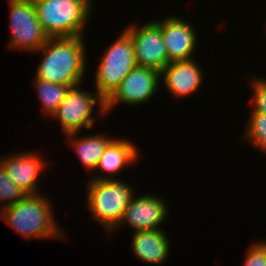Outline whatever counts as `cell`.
Segmentation results:
<instances>
[{"instance_id":"6da1fadb","label":"cell","mask_w":266,"mask_h":266,"mask_svg":"<svg viewBox=\"0 0 266 266\" xmlns=\"http://www.w3.org/2000/svg\"><path fill=\"white\" fill-rule=\"evenodd\" d=\"M83 36L50 37L37 52L44 55L35 78L51 83L80 85L84 80L86 48Z\"/></svg>"},{"instance_id":"7a4b0ae2","label":"cell","mask_w":266,"mask_h":266,"mask_svg":"<svg viewBox=\"0 0 266 266\" xmlns=\"http://www.w3.org/2000/svg\"><path fill=\"white\" fill-rule=\"evenodd\" d=\"M50 200L39 194L26 195L12 206L2 208V220L27 239L58 238L64 235L53 217Z\"/></svg>"},{"instance_id":"3957f363","label":"cell","mask_w":266,"mask_h":266,"mask_svg":"<svg viewBox=\"0 0 266 266\" xmlns=\"http://www.w3.org/2000/svg\"><path fill=\"white\" fill-rule=\"evenodd\" d=\"M87 206L93 218L108 231L119 225L125 209L134 196V191L120 179L103 175L91 178L87 184Z\"/></svg>"},{"instance_id":"277c9868","label":"cell","mask_w":266,"mask_h":266,"mask_svg":"<svg viewBox=\"0 0 266 266\" xmlns=\"http://www.w3.org/2000/svg\"><path fill=\"white\" fill-rule=\"evenodd\" d=\"M33 2L39 23L49 38L83 36L82 31L91 16L90 0H33Z\"/></svg>"},{"instance_id":"5b68a950","label":"cell","mask_w":266,"mask_h":266,"mask_svg":"<svg viewBox=\"0 0 266 266\" xmlns=\"http://www.w3.org/2000/svg\"><path fill=\"white\" fill-rule=\"evenodd\" d=\"M106 49L100 58L94 78L96 93L105 101L137 66L132 39L125 29Z\"/></svg>"},{"instance_id":"8992f818","label":"cell","mask_w":266,"mask_h":266,"mask_svg":"<svg viewBox=\"0 0 266 266\" xmlns=\"http://www.w3.org/2000/svg\"><path fill=\"white\" fill-rule=\"evenodd\" d=\"M11 38L9 48L37 52L49 39L37 18L33 0H8Z\"/></svg>"},{"instance_id":"52a82bcc","label":"cell","mask_w":266,"mask_h":266,"mask_svg":"<svg viewBox=\"0 0 266 266\" xmlns=\"http://www.w3.org/2000/svg\"><path fill=\"white\" fill-rule=\"evenodd\" d=\"M96 103L100 105V114H106L105 100L98 93L83 91L77 85L69 88L52 117L60 121L65 135L83 128L92 129L95 120L92 113Z\"/></svg>"},{"instance_id":"ba28073f","label":"cell","mask_w":266,"mask_h":266,"mask_svg":"<svg viewBox=\"0 0 266 266\" xmlns=\"http://www.w3.org/2000/svg\"><path fill=\"white\" fill-rule=\"evenodd\" d=\"M125 30L131 36L137 66L161 72L168 64V55L160 29V21H151L142 27L132 24Z\"/></svg>"},{"instance_id":"9c48e42d","label":"cell","mask_w":266,"mask_h":266,"mask_svg":"<svg viewBox=\"0 0 266 266\" xmlns=\"http://www.w3.org/2000/svg\"><path fill=\"white\" fill-rule=\"evenodd\" d=\"M160 78V72L157 70L136 66L105 101L106 113L111 111L117 102L137 106L152 99L158 91Z\"/></svg>"},{"instance_id":"30bf717a","label":"cell","mask_w":266,"mask_h":266,"mask_svg":"<svg viewBox=\"0 0 266 266\" xmlns=\"http://www.w3.org/2000/svg\"><path fill=\"white\" fill-rule=\"evenodd\" d=\"M168 205L159 196L143 195L140 197H132L128 204L119 225L115 228L129 224L134 229V233L138 231H147L159 229L162 222L168 216Z\"/></svg>"},{"instance_id":"8fae6325","label":"cell","mask_w":266,"mask_h":266,"mask_svg":"<svg viewBox=\"0 0 266 266\" xmlns=\"http://www.w3.org/2000/svg\"><path fill=\"white\" fill-rule=\"evenodd\" d=\"M177 16L166 17L160 21L164 44L167 49L168 63L171 61H183L193 59L197 36L195 29Z\"/></svg>"},{"instance_id":"7c38bea8","label":"cell","mask_w":266,"mask_h":266,"mask_svg":"<svg viewBox=\"0 0 266 266\" xmlns=\"http://www.w3.org/2000/svg\"><path fill=\"white\" fill-rule=\"evenodd\" d=\"M202 70L193 59L171 61L160 72L164 86L175 96L184 98L196 93L202 83Z\"/></svg>"},{"instance_id":"4fadbf2b","label":"cell","mask_w":266,"mask_h":266,"mask_svg":"<svg viewBox=\"0 0 266 266\" xmlns=\"http://www.w3.org/2000/svg\"><path fill=\"white\" fill-rule=\"evenodd\" d=\"M36 152L15 153L14 155L0 158V163L4 166L10 179L24 191L26 195L39 194L36 190L37 178L43 171L46 162L39 159ZM37 185V186H36Z\"/></svg>"},{"instance_id":"5bb4252c","label":"cell","mask_w":266,"mask_h":266,"mask_svg":"<svg viewBox=\"0 0 266 266\" xmlns=\"http://www.w3.org/2000/svg\"><path fill=\"white\" fill-rule=\"evenodd\" d=\"M162 229L133 233L132 249L137 258L151 264H161L169 255V239Z\"/></svg>"},{"instance_id":"9a60e30c","label":"cell","mask_w":266,"mask_h":266,"mask_svg":"<svg viewBox=\"0 0 266 266\" xmlns=\"http://www.w3.org/2000/svg\"><path fill=\"white\" fill-rule=\"evenodd\" d=\"M137 146L125 139H113L106 147L97 164L96 170H102L111 176L116 175L127 164H133L137 157Z\"/></svg>"},{"instance_id":"2e32d148","label":"cell","mask_w":266,"mask_h":266,"mask_svg":"<svg viewBox=\"0 0 266 266\" xmlns=\"http://www.w3.org/2000/svg\"><path fill=\"white\" fill-rule=\"evenodd\" d=\"M79 133H68L66 136L71 139L72 147L85 168L95 172L101 155L114 138L103 134L77 138Z\"/></svg>"},{"instance_id":"e0dca14e","label":"cell","mask_w":266,"mask_h":266,"mask_svg":"<svg viewBox=\"0 0 266 266\" xmlns=\"http://www.w3.org/2000/svg\"><path fill=\"white\" fill-rule=\"evenodd\" d=\"M34 85L37 88L38 96L40 98L42 109L48 116H52L58 106L62 103L67 91L68 85L51 83L44 80L34 79Z\"/></svg>"},{"instance_id":"ac0fdd59","label":"cell","mask_w":266,"mask_h":266,"mask_svg":"<svg viewBox=\"0 0 266 266\" xmlns=\"http://www.w3.org/2000/svg\"><path fill=\"white\" fill-rule=\"evenodd\" d=\"M245 134L254 148H259L266 153V114L259 112H251L248 120Z\"/></svg>"},{"instance_id":"d6986e66","label":"cell","mask_w":266,"mask_h":266,"mask_svg":"<svg viewBox=\"0 0 266 266\" xmlns=\"http://www.w3.org/2000/svg\"><path fill=\"white\" fill-rule=\"evenodd\" d=\"M26 196L23 190H21L10 179L4 166L0 163V202H6L3 208L14 205Z\"/></svg>"},{"instance_id":"ffe728a7","label":"cell","mask_w":266,"mask_h":266,"mask_svg":"<svg viewBox=\"0 0 266 266\" xmlns=\"http://www.w3.org/2000/svg\"><path fill=\"white\" fill-rule=\"evenodd\" d=\"M251 245L242 266H266V241Z\"/></svg>"},{"instance_id":"44dd1931","label":"cell","mask_w":266,"mask_h":266,"mask_svg":"<svg viewBox=\"0 0 266 266\" xmlns=\"http://www.w3.org/2000/svg\"><path fill=\"white\" fill-rule=\"evenodd\" d=\"M254 108L252 112L266 114V79H254L252 82Z\"/></svg>"}]
</instances>
